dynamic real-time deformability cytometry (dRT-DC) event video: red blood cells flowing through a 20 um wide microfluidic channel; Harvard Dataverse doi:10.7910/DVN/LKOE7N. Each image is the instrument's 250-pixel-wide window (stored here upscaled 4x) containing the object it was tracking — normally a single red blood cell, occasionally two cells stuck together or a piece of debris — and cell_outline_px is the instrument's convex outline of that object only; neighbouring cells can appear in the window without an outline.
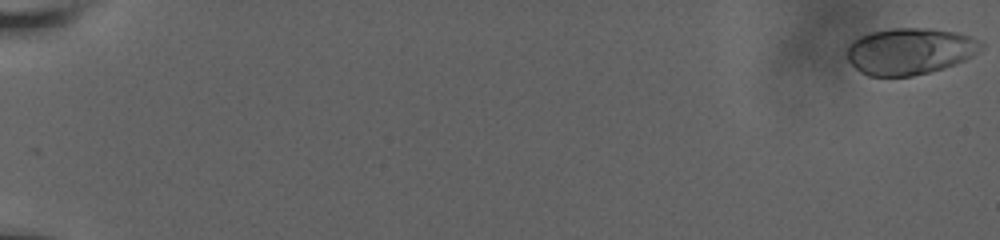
{"species": "human", "species_latin": "Homo sapiens", "temperature_condition": "room temperature", "stored_images_in_passage": 30, "camera_frame_rate_fps": 3000, "um_per_image_px": 0.085, "donor": {"sex": "male"}, "frame": {"image": 1, "passage_image": 1, "time_ms": 0.0, "image_size_px": [1000, 240], "cell_outline_px": [[984, 48], [972, 56], [964, 60], [944, 68], [912, 76], [868, 76], [860, 72], [848, 60], [848, 48], [852, 40], [860, 36], [872, 32], [892, 28], [932, 28], [956, 32], [984, 40]], "centroid_in_image_um": [77.38, 4.34], "position_along_channel_um": 7.6, "area_um2": 36.59}}
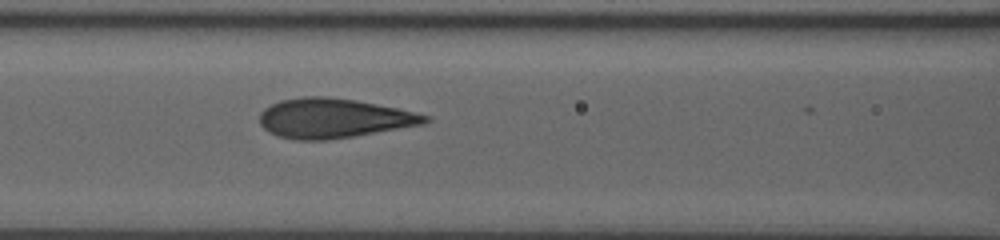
{"frame": {"image": 2, "passage_image": 18, "time_ms": 9.333, "image_size_px": [1000, 240], "cell_outline_px": [[432, 120], [424, 124], [328, 140], [296, 140], [276, 136], [264, 128], [260, 124], [260, 112], [264, 108], [280, 100], [304, 96], [324, 96], [352, 100], [376, 104], [396, 108], [432, 116]], "centroid_in_image_um": [28.34, 10.05], "position_along_channel_um": 138.3, "area_um2": 37.97}}
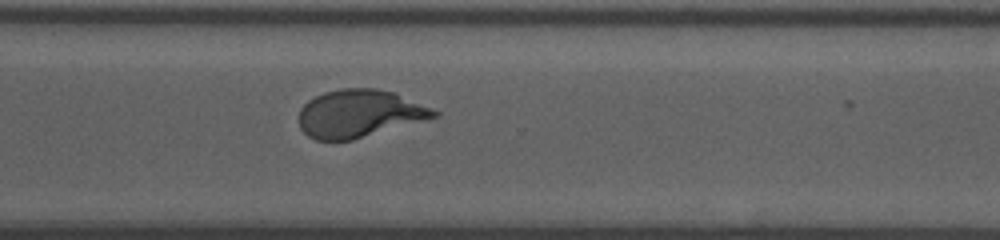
{"frame": {"image": 3, "passage_image": 30, "time_ms": 14.667, "image_size_px": [1000, 240], "cell_outline_px": [[440, 116], [352, 140], [316, 140], [308, 136], [300, 128], [300, 108], [308, 100], [324, 92], [344, 88], [376, 88], [392, 92], [440, 112]], "centroid_in_image_um": [30.53, 9.66], "position_along_channel_um": 340.1, "area_um2": 37.17}}